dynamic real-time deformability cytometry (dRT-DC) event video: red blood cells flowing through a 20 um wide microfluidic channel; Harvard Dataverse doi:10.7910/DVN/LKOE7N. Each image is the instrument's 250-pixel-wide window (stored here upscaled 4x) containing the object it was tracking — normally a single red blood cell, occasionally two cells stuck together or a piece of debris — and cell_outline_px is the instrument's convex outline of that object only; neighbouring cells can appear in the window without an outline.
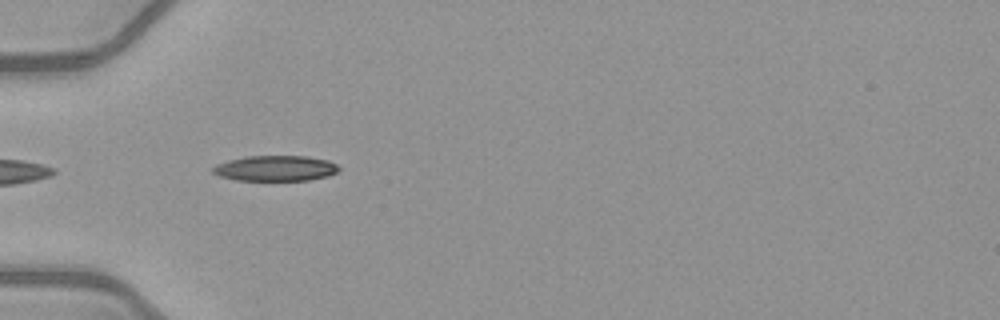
{"species": "common noctule bat (a hibernating species)", "species_latin": "Nyctalus noctula", "temperature_condition": "warm", "stored_images_in_passage": 4, "camera_frame_rate_fps": 3000, "um_per_image_px": 0.085, "animal": {"sex": "female", "body_mass_g": 21.9}, "frame": {"image": 1, "passage_image": 2, "time_ms": 0.333, "image_size_px": [1000, 320], "cell_outline_px": [[340, 168], [336, 172], [328, 176], [308, 180], [236, 180], [220, 176], [212, 172], [212, 168], [216, 164], [228, 160], [248, 156], [308, 156], [328, 160], [336, 164]], "centroid_in_image_um": [23.41, 14.3], "position_along_channel_um": 61.6, "area_um2": 18.67}}